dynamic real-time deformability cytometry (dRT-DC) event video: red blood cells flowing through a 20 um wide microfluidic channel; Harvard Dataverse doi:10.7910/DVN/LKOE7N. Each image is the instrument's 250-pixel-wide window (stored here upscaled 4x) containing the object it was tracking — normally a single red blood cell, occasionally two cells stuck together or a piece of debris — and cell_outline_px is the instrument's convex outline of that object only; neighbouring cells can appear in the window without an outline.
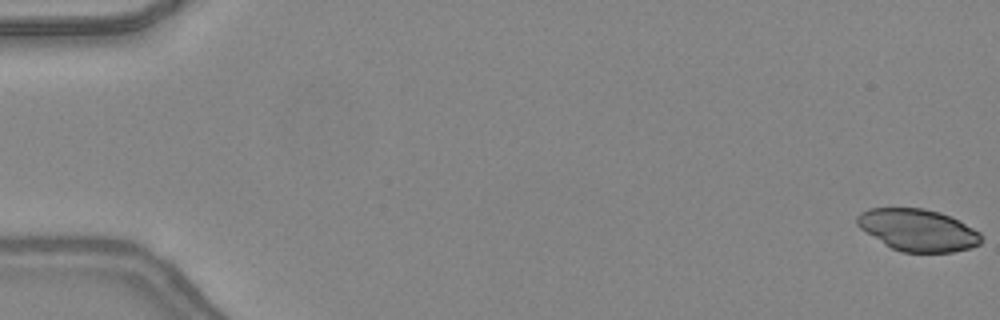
{"species": "common noctule bat (a hibernating species)", "species_latin": "Nyctalus noctula", "temperature_condition": "warm", "stored_images_in_passage": 47, "camera_frame_rate_fps": 3000, "um_per_image_px": 0.085, "animal": {"sex": "female", "body_mass_g": 24.6, "forearm_length_mm": 56.2}, "frame": {"image": 1, "passage_image": 1, "time_ms": 0.0, "image_size_px": [1000, 320], "cell_outline_px": [[980, 244], [972, 248], [952, 252], [900, 252], [884, 244], [860, 228], [856, 224], [856, 216], [860, 212], [868, 208], [924, 208], [940, 212], [980, 232]], "centroid_in_image_um": [77.98, 19.55], "position_along_channel_um": 7.0, "area_um2": 30.23}}